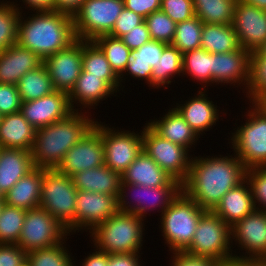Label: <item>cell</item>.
<instances>
[{
    "mask_svg": "<svg viewBox=\"0 0 266 266\" xmlns=\"http://www.w3.org/2000/svg\"><path fill=\"white\" fill-rule=\"evenodd\" d=\"M228 156L192 157L182 190L202 209L212 211L229 190L245 180L246 167L235 154Z\"/></svg>",
    "mask_w": 266,
    "mask_h": 266,
    "instance_id": "6da1fadb",
    "label": "cell"
},
{
    "mask_svg": "<svg viewBox=\"0 0 266 266\" xmlns=\"http://www.w3.org/2000/svg\"><path fill=\"white\" fill-rule=\"evenodd\" d=\"M20 14L17 43L41 59L68 48L75 42L73 17L58 11H34ZM25 16V17H24ZM25 18V20H24Z\"/></svg>",
    "mask_w": 266,
    "mask_h": 266,
    "instance_id": "7a4b0ae2",
    "label": "cell"
},
{
    "mask_svg": "<svg viewBox=\"0 0 266 266\" xmlns=\"http://www.w3.org/2000/svg\"><path fill=\"white\" fill-rule=\"evenodd\" d=\"M90 112L74 111L68 117L36 129L31 149L34 167L56 169L66 152L95 125ZM92 117V118H90Z\"/></svg>",
    "mask_w": 266,
    "mask_h": 266,
    "instance_id": "3957f363",
    "label": "cell"
},
{
    "mask_svg": "<svg viewBox=\"0 0 266 266\" xmlns=\"http://www.w3.org/2000/svg\"><path fill=\"white\" fill-rule=\"evenodd\" d=\"M145 219L130 212L117 211L104 222L97 224L89 233L93 247L107 254L139 253Z\"/></svg>",
    "mask_w": 266,
    "mask_h": 266,
    "instance_id": "277c9868",
    "label": "cell"
},
{
    "mask_svg": "<svg viewBox=\"0 0 266 266\" xmlns=\"http://www.w3.org/2000/svg\"><path fill=\"white\" fill-rule=\"evenodd\" d=\"M205 211L183 190L179 192L159 218L168 251H185L189 247Z\"/></svg>",
    "mask_w": 266,
    "mask_h": 266,
    "instance_id": "5b68a950",
    "label": "cell"
},
{
    "mask_svg": "<svg viewBox=\"0 0 266 266\" xmlns=\"http://www.w3.org/2000/svg\"><path fill=\"white\" fill-rule=\"evenodd\" d=\"M251 105L245 123L233 129L229 142L246 169L266 167V113L255 103Z\"/></svg>",
    "mask_w": 266,
    "mask_h": 266,
    "instance_id": "8992f818",
    "label": "cell"
},
{
    "mask_svg": "<svg viewBox=\"0 0 266 266\" xmlns=\"http://www.w3.org/2000/svg\"><path fill=\"white\" fill-rule=\"evenodd\" d=\"M77 192L72 177L56 169H45L42 172L40 207L64 226L69 235L75 232Z\"/></svg>",
    "mask_w": 266,
    "mask_h": 266,
    "instance_id": "52a82bcc",
    "label": "cell"
},
{
    "mask_svg": "<svg viewBox=\"0 0 266 266\" xmlns=\"http://www.w3.org/2000/svg\"><path fill=\"white\" fill-rule=\"evenodd\" d=\"M231 247V227L213 211L206 210L201 215L193 240L185 251L220 262L233 257Z\"/></svg>",
    "mask_w": 266,
    "mask_h": 266,
    "instance_id": "ba28073f",
    "label": "cell"
},
{
    "mask_svg": "<svg viewBox=\"0 0 266 266\" xmlns=\"http://www.w3.org/2000/svg\"><path fill=\"white\" fill-rule=\"evenodd\" d=\"M181 190L182 184L176 179H173L167 186L160 187H146L137 184L121 183L117 198L118 209L119 211L136 214L140 218H145L146 220V214H148L149 211L151 212L152 210L159 209V213H163ZM128 194H132L131 196L134 199Z\"/></svg>",
    "mask_w": 266,
    "mask_h": 266,
    "instance_id": "9c48e42d",
    "label": "cell"
},
{
    "mask_svg": "<svg viewBox=\"0 0 266 266\" xmlns=\"http://www.w3.org/2000/svg\"><path fill=\"white\" fill-rule=\"evenodd\" d=\"M123 8V0H85L73 15L76 39L93 41L108 35Z\"/></svg>",
    "mask_w": 266,
    "mask_h": 266,
    "instance_id": "30bf717a",
    "label": "cell"
},
{
    "mask_svg": "<svg viewBox=\"0 0 266 266\" xmlns=\"http://www.w3.org/2000/svg\"><path fill=\"white\" fill-rule=\"evenodd\" d=\"M70 236L47 210L36 207L26 211L18 245L29 253L61 243Z\"/></svg>",
    "mask_w": 266,
    "mask_h": 266,
    "instance_id": "8fae6325",
    "label": "cell"
},
{
    "mask_svg": "<svg viewBox=\"0 0 266 266\" xmlns=\"http://www.w3.org/2000/svg\"><path fill=\"white\" fill-rule=\"evenodd\" d=\"M142 129L143 151L167 174L182 184L189 174L192 160V155H189L190 151L160 137L147 124Z\"/></svg>",
    "mask_w": 266,
    "mask_h": 266,
    "instance_id": "7c38bea8",
    "label": "cell"
},
{
    "mask_svg": "<svg viewBox=\"0 0 266 266\" xmlns=\"http://www.w3.org/2000/svg\"><path fill=\"white\" fill-rule=\"evenodd\" d=\"M102 123V140L104 147V165L113 171L122 173L134 162L143 150L142 130H118Z\"/></svg>",
    "mask_w": 266,
    "mask_h": 266,
    "instance_id": "4fadbf2b",
    "label": "cell"
},
{
    "mask_svg": "<svg viewBox=\"0 0 266 266\" xmlns=\"http://www.w3.org/2000/svg\"><path fill=\"white\" fill-rule=\"evenodd\" d=\"M104 165V147L102 140V123L95 125L85 136L70 148L56 168L60 173L72 177L83 170Z\"/></svg>",
    "mask_w": 266,
    "mask_h": 266,
    "instance_id": "5bb4252c",
    "label": "cell"
},
{
    "mask_svg": "<svg viewBox=\"0 0 266 266\" xmlns=\"http://www.w3.org/2000/svg\"><path fill=\"white\" fill-rule=\"evenodd\" d=\"M233 240L240 251L233 257L266 261V210L255 209L231 227ZM240 247V248H239ZM245 253V254H244Z\"/></svg>",
    "mask_w": 266,
    "mask_h": 266,
    "instance_id": "9a60e30c",
    "label": "cell"
},
{
    "mask_svg": "<svg viewBox=\"0 0 266 266\" xmlns=\"http://www.w3.org/2000/svg\"><path fill=\"white\" fill-rule=\"evenodd\" d=\"M83 40H76L68 48L46 57L49 77L55 90L69 93L82 71Z\"/></svg>",
    "mask_w": 266,
    "mask_h": 266,
    "instance_id": "2e32d148",
    "label": "cell"
},
{
    "mask_svg": "<svg viewBox=\"0 0 266 266\" xmlns=\"http://www.w3.org/2000/svg\"><path fill=\"white\" fill-rule=\"evenodd\" d=\"M115 195L78 190L75 209V233L79 230L90 232L118 211Z\"/></svg>",
    "mask_w": 266,
    "mask_h": 266,
    "instance_id": "e0dca14e",
    "label": "cell"
},
{
    "mask_svg": "<svg viewBox=\"0 0 266 266\" xmlns=\"http://www.w3.org/2000/svg\"><path fill=\"white\" fill-rule=\"evenodd\" d=\"M232 26L241 48L253 52L266 41V11L237 1Z\"/></svg>",
    "mask_w": 266,
    "mask_h": 266,
    "instance_id": "ac0fdd59",
    "label": "cell"
},
{
    "mask_svg": "<svg viewBox=\"0 0 266 266\" xmlns=\"http://www.w3.org/2000/svg\"><path fill=\"white\" fill-rule=\"evenodd\" d=\"M20 112L36 129L68 117L74 110L67 92L55 90L39 99L22 102Z\"/></svg>",
    "mask_w": 266,
    "mask_h": 266,
    "instance_id": "d6986e66",
    "label": "cell"
},
{
    "mask_svg": "<svg viewBox=\"0 0 266 266\" xmlns=\"http://www.w3.org/2000/svg\"><path fill=\"white\" fill-rule=\"evenodd\" d=\"M250 58L251 52L241 47L232 52L212 53V83L232 84L237 89L240 85L242 88L245 86L242 90L245 92L249 81Z\"/></svg>",
    "mask_w": 266,
    "mask_h": 266,
    "instance_id": "ffe728a7",
    "label": "cell"
},
{
    "mask_svg": "<svg viewBox=\"0 0 266 266\" xmlns=\"http://www.w3.org/2000/svg\"><path fill=\"white\" fill-rule=\"evenodd\" d=\"M206 92L200 89L194 97L183 101L184 104L176 103L174 106L199 138L213 125L216 126L220 113L217 104L209 100Z\"/></svg>",
    "mask_w": 266,
    "mask_h": 266,
    "instance_id": "44dd1931",
    "label": "cell"
},
{
    "mask_svg": "<svg viewBox=\"0 0 266 266\" xmlns=\"http://www.w3.org/2000/svg\"><path fill=\"white\" fill-rule=\"evenodd\" d=\"M116 93L117 92L103 80L101 76L90 75V73H86L82 70L74 87L68 93V96L74 111H82L86 108L88 112L90 108L94 109L92 107H96L98 103H101L100 101L113 95L117 96ZM76 106L81 108H75Z\"/></svg>",
    "mask_w": 266,
    "mask_h": 266,
    "instance_id": "7402d4cb",
    "label": "cell"
},
{
    "mask_svg": "<svg viewBox=\"0 0 266 266\" xmlns=\"http://www.w3.org/2000/svg\"><path fill=\"white\" fill-rule=\"evenodd\" d=\"M42 64L37 54L15 43L0 52V83L17 85L22 76Z\"/></svg>",
    "mask_w": 266,
    "mask_h": 266,
    "instance_id": "603a6c76",
    "label": "cell"
},
{
    "mask_svg": "<svg viewBox=\"0 0 266 266\" xmlns=\"http://www.w3.org/2000/svg\"><path fill=\"white\" fill-rule=\"evenodd\" d=\"M168 110L159 120L156 118L146 124L160 137L192 150L199 137L174 106Z\"/></svg>",
    "mask_w": 266,
    "mask_h": 266,
    "instance_id": "cb8c5ba5",
    "label": "cell"
},
{
    "mask_svg": "<svg viewBox=\"0 0 266 266\" xmlns=\"http://www.w3.org/2000/svg\"><path fill=\"white\" fill-rule=\"evenodd\" d=\"M255 209L251 189L245 179L229 190L212 211L232 227Z\"/></svg>",
    "mask_w": 266,
    "mask_h": 266,
    "instance_id": "d4e9b609",
    "label": "cell"
},
{
    "mask_svg": "<svg viewBox=\"0 0 266 266\" xmlns=\"http://www.w3.org/2000/svg\"><path fill=\"white\" fill-rule=\"evenodd\" d=\"M167 44L163 42H158L151 40L148 43L142 45L139 49L131 50L129 57L127 58L128 62L126 63L124 74L119 76V82H124L126 79L124 76L130 75L132 78L138 80H144L145 84H149L148 87H151V74L153 67L160 61V57L163 52V48ZM126 73V74H125ZM123 78V79H122Z\"/></svg>",
    "mask_w": 266,
    "mask_h": 266,
    "instance_id": "484cf974",
    "label": "cell"
},
{
    "mask_svg": "<svg viewBox=\"0 0 266 266\" xmlns=\"http://www.w3.org/2000/svg\"><path fill=\"white\" fill-rule=\"evenodd\" d=\"M34 128L21 114H6L0 123V147L31 151L35 139Z\"/></svg>",
    "mask_w": 266,
    "mask_h": 266,
    "instance_id": "4316f807",
    "label": "cell"
},
{
    "mask_svg": "<svg viewBox=\"0 0 266 266\" xmlns=\"http://www.w3.org/2000/svg\"><path fill=\"white\" fill-rule=\"evenodd\" d=\"M77 190L115 195L118 198L122 177L106 165L83 170L72 176Z\"/></svg>",
    "mask_w": 266,
    "mask_h": 266,
    "instance_id": "83f0119b",
    "label": "cell"
},
{
    "mask_svg": "<svg viewBox=\"0 0 266 266\" xmlns=\"http://www.w3.org/2000/svg\"><path fill=\"white\" fill-rule=\"evenodd\" d=\"M44 168L34 167L19 179L3 196L4 203L30 210L40 206L42 172Z\"/></svg>",
    "mask_w": 266,
    "mask_h": 266,
    "instance_id": "f1b7e54d",
    "label": "cell"
},
{
    "mask_svg": "<svg viewBox=\"0 0 266 266\" xmlns=\"http://www.w3.org/2000/svg\"><path fill=\"white\" fill-rule=\"evenodd\" d=\"M34 168L31 151L0 148V193L6 194L12 186Z\"/></svg>",
    "mask_w": 266,
    "mask_h": 266,
    "instance_id": "f546056e",
    "label": "cell"
},
{
    "mask_svg": "<svg viewBox=\"0 0 266 266\" xmlns=\"http://www.w3.org/2000/svg\"><path fill=\"white\" fill-rule=\"evenodd\" d=\"M122 183L146 187L167 186L173 178L167 174L145 151L122 173Z\"/></svg>",
    "mask_w": 266,
    "mask_h": 266,
    "instance_id": "4dcf8cb0",
    "label": "cell"
},
{
    "mask_svg": "<svg viewBox=\"0 0 266 266\" xmlns=\"http://www.w3.org/2000/svg\"><path fill=\"white\" fill-rule=\"evenodd\" d=\"M201 48L209 53H226L240 48L232 24L203 23Z\"/></svg>",
    "mask_w": 266,
    "mask_h": 266,
    "instance_id": "1f68e13d",
    "label": "cell"
},
{
    "mask_svg": "<svg viewBox=\"0 0 266 266\" xmlns=\"http://www.w3.org/2000/svg\"><path fill=\"white\" fill-rule=\"evenodd\" d=\"M82 70L90 75L101 76L116 92H120L119 77L112 70L105 54L93 41L83 40Z\"/></svg>",
    "mask_w": 266,
    "mask_h": 266,
    "instance_id": "d6a6232c",
    "label": "cell"
},
{
    "mask_svg": "<svg viewBox=\"0 0 266 266\" xmlns=\"http://www.w3.org/2000/svg\"><path fill=\"white\" fill-rule=\"evenodd\" d=\"M182 76V52L175 46L167 44L163 48L160 61L153 67L151 74L152 89H159L162 86L168 88L172 78Z\"/></svg>",
    "mask_w": 266,
    "mask_h": 266,
    "instance_id": "836d02e7",
    "label": "cell"
},
{
    "mask_svg": "<svg viewBox=\"0 0 266 266\" xmlns=\"http://www.w3.org/2000/svg\"><path fill=\"white\" fill-rule=\"evenodd\" d=\"M16 86L22 102L39 99L55 91L44 64L27 72Z\"/></svg>",
    "mask_w": 266,
    "mask_h": 266,
    "instance_id": "e575fe53",
    "label": "cell"
},
{
    "mask_svg": "<svg viewBox=\"0 0 266 266\" xmlns=\"http://www.w3.org/2000/svg\"><path fill=\"white\" fill-rule=\"evenodd\" d=\"M195 16L203 23L232 24L235 0H192Z\"/></svg>",
    "mask_w": 266,
    "mask_h": 266,
    "instance_id": "d590c367",
    "label": "cell"
},
{
    "mask_svg": "<svg viewBox=\"0 0 266 266\" xmlns=\"http://www.w3.org/2000/svg\"><path fill=\"white\" fill-rule=\"evenodd\" d=\"M212 53L203 48L194 49L182 54V76L187 74L197 82L203 84V90L212 83ZM185 75V76H184ZM206 85V86H205Z\"/></svg>",
    "mask_w": 266,
    "mask_h": 266,
    "instance_id": "8d00e7d4",
    "label": "cell"
},
{
    "mask_svg": "<svg viewBox=\"0 0 266 266\" xmlns=\"http://www.w3.org/2000/svg\"><path fill=\"white\" fill-rule=\"evenodd\" d=\"M18 5L14 1L0 0V52L17 43L19 18L25 8Z\"/></svg>",
    "mask_w": 266,
    "mask_h": 266,
    "instance_id": "74e56055",
    "label": "cell"
},
{
    "mask_svg": "<svg viewBox=\"0 0 266 266\" xmlns=\"http://www.w3.org/2000/svg\"><path fill=\"white\" fill-rule=\"evenodd\" d=\"M93 42L105 54L112 70L119 77L123 74L131 49L120 39L110 35L96 37Z\"/></svg>",
    "mask_w": 266,
    "mask_h": 266,
    "instance_id": "f35d334b",
    "label": "cell"
},
{
    "mask_svg": "<svg viewBox=\"0 0 266 266\" xmlns=\"http://www.w3.org/2000/svg\"><path fill=\"white\" fill-rule=\"evenodd\" d=\"M26 211L6 203L0 213V244H17Z\"/></svg>",
    "mask_w": 266,
    "mask_h": 266,
    "instance_id": "ab89813d",
    "label": "cell"
},
{
    "mask_svg": "<svg viewBox=\"0 0 266 266\" xmlns=\"http://www.w3.org/2000/svg\"><path fill=\"white\" fill-rule=\"evenodd\" d=\"M243 93H246L250 104L266 95V55L258 50L251 52L249 81Z\"/></svg>",
    "mask_w": 266,
    "mask_h": 266,
    "instance_id": "60d3db41",
    "label": "cell"
},
{
    "mask_svg": "<svg viewBox=\"0 0 266 266\" xmlns=\"http://www.w3.org/2000/svg\"><path fill=\"white\" fill-rule=\"evenodd\" d=\"M203 22L197 17L176 24V31L171 45L182 54L201 48Z\"/></svg>",
    "mask_w": 266,
    "mask_h": 266,
    "instance_id": "b9f144b4",
    "label": "cell"
},
{
    "mask_svg": "<svg viewBox=\"0 0 266 266\" xmlns=\"http://www.w3.org/2000/svg\"><path fill=\"white\" fill-rule=\"evenodd\" d=\"M64 243L65 239L57 245L27 253V262L31 266H74V256Z\"/></svg>",
    "mask_w": 266,
    "mask_h": 266,
    "instance_id": "7bdbcfd3",
    "label": "cell"
},
{
    "mask_svg": "<svg viewBox=\"0 0 266 266\" xmlns=\"http://www.w3.org/2000/svg\"><path fill=\"white\" fill-rule=\"evenodd\" d=\"M144 22L152 40L171 44L176 31V23L161 9L148 15Z\"/></svg>",
    "mask_w": 266,
    "mask_h": 266,
    "instance_id": "ee69618b",
    "label": "cell"
},
{
    "mask_svg": "<svg viewBox=\"0 0 266 266\" xmlns=\"http://www.w3.org/2000/svg\"><path fill=\"white\" fill-rule=\"evenodd\" d=\"M245 179L249 183L255 208L266 210V167L246 169Z\"/></svg>",
    "mask_w": 266,
    "mask_h": 266,
    "instance_id": "f6af8a7d",
    "label": "cell"
},
{
    "mask_svg": "<svg viewBox=\"0 0 266 266\" xmlns=\"http://www.w3.org/2000/svg\"><path fill=\"white\" fill-rule=\"evenodd\" d=\"M161 10L176 24L195 17L192 0H161Z\"/></svg>",
    "mask_w": 266,
    "mask_h": 266,
    "instance_id": "bcb514c9",
    "label": "cell"
},
{
    "mask_svg": "<svg viewBox=\"0 0 266 266\" xmlns=\"http://www.w3.org/2000/svg\"><path fill=\"white\" fill-rule=\"evenodd\" d=\"M22 100L13 84L0 83V114L6 115L20 111Z\"/></svg>",
    "mask_w": 266,
    "mask_h": 266,
    "instance_id": "7dc6e473",
    "label": "cell"
},
{
    "mask_svg": "<svg viewBox=\"0 0 266 266\" xmlns=\"http://www.w3.org/2000/svg\"><path fill=\"white\" fill-rule=\"evenodd\" d=\"M143 21L144 18L142 16L124 7L117 17L112 31L108 35L120 38L135 26L140 25Z\"/></svg>",
    "mask_w": 266,
    "mask_h": 266,
    "instance_id": "c3c4849f",
    "label": "cell"
},
{
    "mask_svg": "<svg viewBox=\"0 0 266 266\" xmlns=\"http://www.w3.org/2000/svg\"><path fill=\"white\" fill-rule=\"evenodd\" d=\"M170 266H218L219 262L206 256L193 255L186 251L172 252Z\"/></svg>",
    "mask_w": 266,
    "mask_h": 266,
    "instance_id": "681fc988",
    "label": "cell"
},
{
    "mask_svg": "<svg viewBox=\"0 0 266 266\" xmlns=\"http://www.w3.org/2000/svg\"><path fill=\"white\" fill-rule=\"evenodd\" d=\"M27 253L18 244H0V266H22Z\"/></svg>",
    "mask_w": 266,
    "mask_h": 266,
    "instance_id": "f907efd6",
    "label": "cell"
},
{
    "mask_svg": "<svg viewBox=\"0 0 266 266\" xmlns=\"http://www.w3.org/2000/svg\"><path fill=\"white\" fill-rule=\"evenodd\" d=\"M120 39L131 49H139L145 43L150 42L152 39L150 37L149 30L146 23L143 21L140 25L132 28L131 31L122 35Z\"/></svg>",
    "mask_w": 266,
    "mask_h": 266,
    "instance_id": "816d5d0a",
    "label": "cell"
},
{
    "mask_svg": "<svg viewBox=\"0 0 266 266\" xmlns=\"http://www.w3.org/2000/svg\"><path fill=\"white\" fill-rule=\"evenodd\" d=\"M124 7L139 14L144 19L161 9V0H123Z\"/></svg>",
    "mask_w": 266,
    "mask_h": 266,
    "instance_id": "f5cc1de1",
    "label": "cell"
},
{
    "mask_svg": "<svg viewBox=\"0 0 266 266\" xmlns=\"http://www.w3.org/2000/svg\"><path fill=\"white\" fill-rule=\"evenodd\" d=\"M140 254L142 253L108 254V266H141Z\"/></svg>",
    "mask_w": 266,
    "mask_h": 266,
    "instance_id": "db71d44e",
    "label": "cell"
},
{
    "mask_svg": "<svg viewBox=\"0 0 266 266\" xmlns=\"http://www.w3.org/2000/svg\"><path fill=\"white\" fill-rule=\"evenodd\" d=\"M84 1L85 0H54V10L73 17Z\"/></svg>",
    "mask_w": 266,
    "mask_h": 266,
    "instance_id": "11a10c76",
    "label": "cell"
},
{
    "mask_svg": "<svg viewBox=\"0 0 266 266\" xmlns=\"http://www.w3.org/2000/svg\"><path fill=\"white\" fill-rule=\"evenodd\" d=\"M91 254L85 256L80 266H108V254L98 249L94 250ZM74 261V266H77Z\"/></svg>",
    "mask_w": 266,
    "mask_h": 266,
    "instance_id": "9f6ffc18",
    "label": "cell"
},
{
    "mask_svg": "<svg viewBox=\"0 0 266 266\" xmlns=\"http://www.w3.org/2000/svg\"><path fill=\"white\" fill-rule=\"evenodd\" d=\"M29 10L32 11H54V0H22Z\"/></svg>",
    "mask_w": 266,
    "mask_h": 266,
    "instance_id": "6f0895ef",
    "label": "cell"
},
{
    "mask_svg": "<svg viewBox=\"0 0 266 266\" xmlns=\"http://www.w3.org/2000/svg\"><path fill=\"white\" fill-rule=\"evenodd\" d=\"M218 266H259V260L231 257L220 261Z\"/></svg>",
    "mask_w": 266,
    "mask_h": 266,
    "instance_id": "680465c9",
    "label": "cell"
},
{
    "mask_svg": "<svg viewBox=\"0 0 266 266\" xmlns=\"http://www.w3.org/2000/svg\"><path fill=\"white\" fill-rule=\"evenodd\" d=\"M241 1L266 11V0H241Z\"/></svg>",
    "mask_w": 266,
    "mask_h": 266,
    "instance_id": "91938a15",
    "label": "cell"
},
{
    "mask_svg": "<svg viewBox=\"0 0 266 266\" xmlns=\"http://www.w3.org/2000/svg\"><path fill=\"white\" fill-rule=\"evenodd\" d=\"M255 104L266 113V95L260 98Z\"/></svg>",
    "mask_w": 266,
    "mask_h": 266,
    "instance_id": "94428289",
    "label": "cell"
},
{
    "mask_svg": "<svg viewBox=\"0 0 266 266\" xmlns=\"http://www.w3.org/2000/svg\"><path fill=\"white\" fill-rule=\"evenodd\" d=\"M258 51L261 54L266 55V41H265V43L261 47H259Z\"/></svg>",
    "mask_w": 266,
    "mask_h": 266,
    "instance_id": "6125c7cd",
    "label": "cell"
},
{
    "mask_svg": "<svg viewBox=\"0 0 266 266\" xmlns=\"http://www.w3.org/2000/svg\"><path fill=\"white\" fill-rule=\"evenodd\" d=\"M259 266H266V261H260L259 260Z\"/></svg>",
    "mask_w": 266,
    "mask_h": 266,
    "instance_id": "be15d7a7",
    "label": "cell"
},
{
    "mask_svg": "<svg viewBox=\"0 0 266 266\" xmlns=\"http://www.w3.org/2000/svg\"><path fill=\"white\" fill-rule=\"evenodd\" d=\"M3 204H4V201H0V213H1V210L3 208Z\"/></svg>",
    "mask_w": 266,
    "mask_h": 266,
    "instance_id": "e7e4bbea",
    "label": "cell"
},
{
    "mask_svg": "<svg viewBox=\"0 0 266 266\" xmlns=\"http://www.w3.org/2000/svg\"><path fill=\"white\" fill-rule=\"evenodd\" d=\"M22 266H31L27 261Z\"/></svg>",
    "mask_w": 266,
    "mask_h": 266,
    "instance_id": "03108f58",
    "label": "cell"
},
{
    "mask_svg": "<svg viewBox=\"0 0 266 266\" xmlns=\"http://www.w3.org/2000/svg\"><path fill=\"white\" fill-rule=\"evenodd\" d=\"M0 201H3V196L1 193H0Z\"/></svg>",
    "mask_w": 266,
    "mask_h": 266,
    "instance_id": "003e7915",
    "label": "cell"
}]
</instances>
